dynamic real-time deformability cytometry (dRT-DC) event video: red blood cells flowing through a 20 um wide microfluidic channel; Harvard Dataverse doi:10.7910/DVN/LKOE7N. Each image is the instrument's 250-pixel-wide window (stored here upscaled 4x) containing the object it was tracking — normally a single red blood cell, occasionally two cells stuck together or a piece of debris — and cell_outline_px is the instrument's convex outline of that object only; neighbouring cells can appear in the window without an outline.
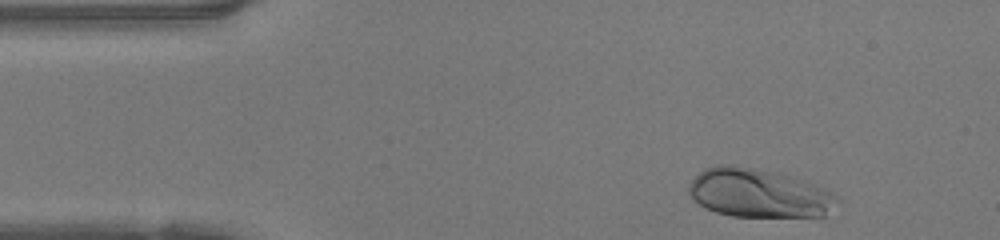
{"species": "human", "species_latin": "Homo sapiens", "temperature_condition": "warm", "stored_images_in_passage": 35, "camera_frame_rate_fps": 3000, "um_per_image_px": 0.085, "donor": {"sex": "female"}, "frame": {"image": 1, "passage_image": 2, "time_ms": 0.333, "image_size_px": [1000, 240], "cell_outline_px": [[840, 200], [824, 216], [732, 216], [716, 212], [704, 208], [688, 192], [688, 184], [704, 168], [716, 164], [732, 164], [752, 168], [788, 176], [824, 188], [840, 196]], "centroid_in_image_um": [64.47, 16.42], "position_along_channel_um": 20.5, "area_um2": 41.73}}
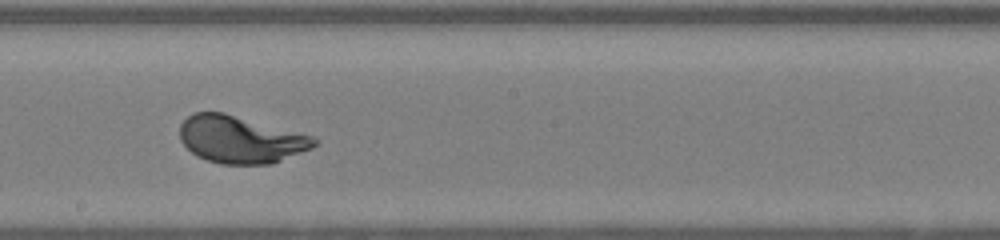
{"frame": {"image": 2, "passage_image": 22, "time_ms": 7.0, "image_size_px": [1000, 240], "cell_outline_px": [[320, 140], [312, 148], [272, 164], [220, 164], [196, 156], [180, 140], [180, 124], [192, 112], [224, 112], [312, 136]], "centroid_in_image_um": [20.43, 11.85], "position_along_channel_um": 227.8, "area_um2": 36.93}}
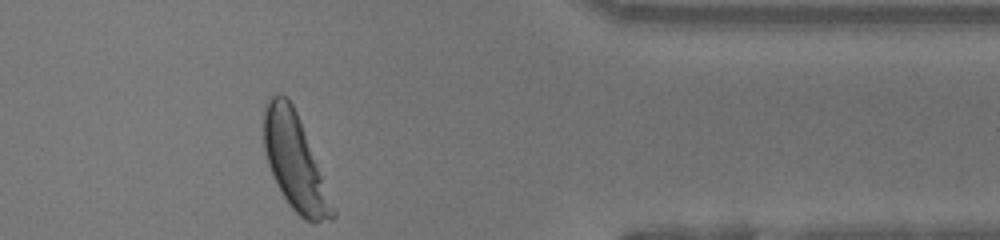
{"frame": {"image": 3, "passage_image": 35, "time_ms": 11.333, "image_size_px": [1000, 240], "cell_outline_px": [[336, 216], [332, 220], [304, 220], [288, 204], [276, 184], [268, 164], [264, 148], [264, 108], [268, 100], [272, 96], [284, 96], [292, 104], [300, 120], [336, 212]], "centroid_in_image_um": [25.04, 13.79], "position_along_channel_um": 386.4, "area_um2": 37.11}, "authors_computed_cell_mechanics": {"area_um2": 37.1076, "velocity_mm_per_s": 4.1948, "shape_relaxation_time_tau1_ms": 1.7802, "shape_relaxation_time_tau2_ms": null, "deformation_change_tau1": 0.1706, "deformation_change_tau2": null}}